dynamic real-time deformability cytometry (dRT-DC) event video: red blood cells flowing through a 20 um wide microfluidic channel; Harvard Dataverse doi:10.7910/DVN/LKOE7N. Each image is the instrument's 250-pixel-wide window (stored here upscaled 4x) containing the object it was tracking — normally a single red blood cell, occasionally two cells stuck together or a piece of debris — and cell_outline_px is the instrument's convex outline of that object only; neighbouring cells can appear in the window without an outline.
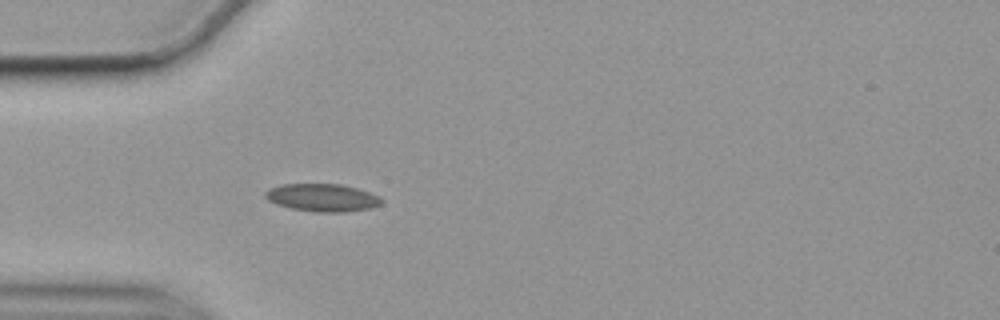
{"species": "common noctule bat (a hibernating species)", "species_latin": "Nyctalus noctula", "temperature_condition": "cold", "stored_images_in_passage": 41, "camera_frame_rate_fps": 3000, "um_per_image_px": 0.085, "animal": {"sex": "female", "body_mass_g": 19.9}, "frame": {"image": 1, "passage_image": 1, "time_ms": 0.0, "image_size_px": [1000, 320], "cell_outline_px": [[384, 200], [380, 204], [368, 208], [344, 212], [316, 212], [292, 208], [276, 204], [268, 200], [264, 196], [264, 192], [268, 188], [280, 184], [340, 184], [356, 188], [380, 196]], "centroid_in_image_um": [27.36, 16.79], "position_along_channel_um": 57.6, "area_um2": 18.73}}
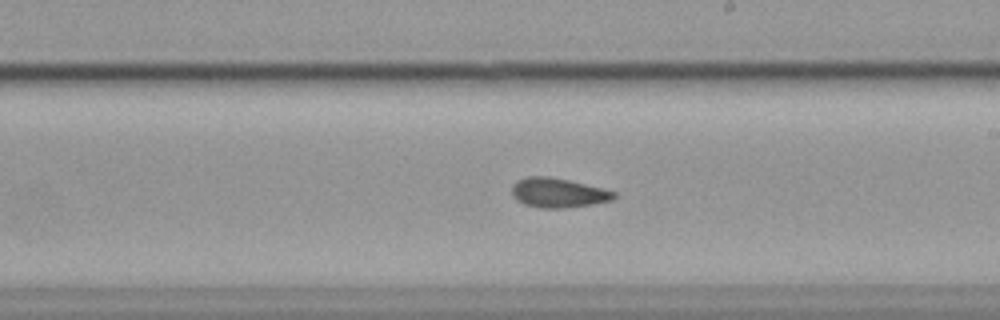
{"frame": {"image": 2, "passage_image": 17, "time_ms": 5.333, "image_size_px": [1000, 320], "cell_outline_px": [[616, 196], [612, 200], [592, 204], [564, 208], [540, 208], [524, 204], [516, 200], [512, 196], [512, 184], [516, 180], [528, 176], [548, 176], [568, 180], [604, 188], [616, 192]], "centroid_in_image_um": [47.42, 16.38], "position_along_channel_um": 241.6, "area_um2": 17.69}}
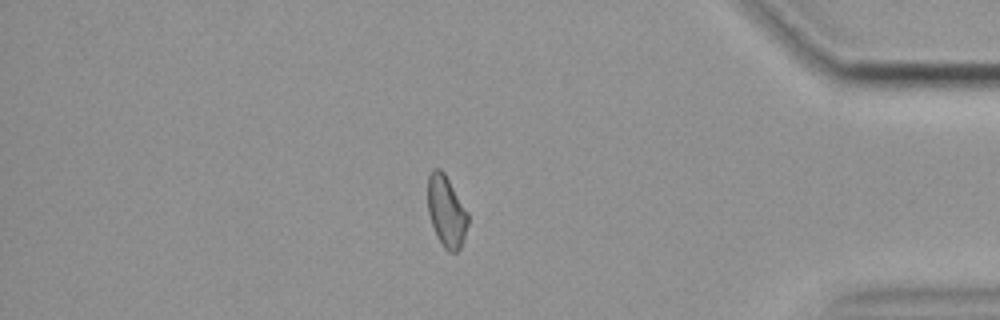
{"frame": {"image": 3, "passage_image": 33, "time_ms": 10.667, "image_size_px": [1000, 320], "cell_outline_px": [[468, 224], [460, 248], [456, 252], [448, 252], [444, 248], [436, 236], [428, 212], [428, 176], [432, 168], [440, 168], [444, 172], [468, 212]], "centroid_in_image_um": [37.93, 17.95], "position_along_channel_um": 397.3, "area_um2": 16.7}, "authors_computed_cell_mechanics": {"area_um2": 17.4556, "velocity_mm_per_s": 3.5312, "shape_relaxation_time_tau1_ms": null, "shape_relaxation_time_tau2_ms": 2.6263, "deformation_change_tau1": null, "deformation_change_tau2": 0.0651}}